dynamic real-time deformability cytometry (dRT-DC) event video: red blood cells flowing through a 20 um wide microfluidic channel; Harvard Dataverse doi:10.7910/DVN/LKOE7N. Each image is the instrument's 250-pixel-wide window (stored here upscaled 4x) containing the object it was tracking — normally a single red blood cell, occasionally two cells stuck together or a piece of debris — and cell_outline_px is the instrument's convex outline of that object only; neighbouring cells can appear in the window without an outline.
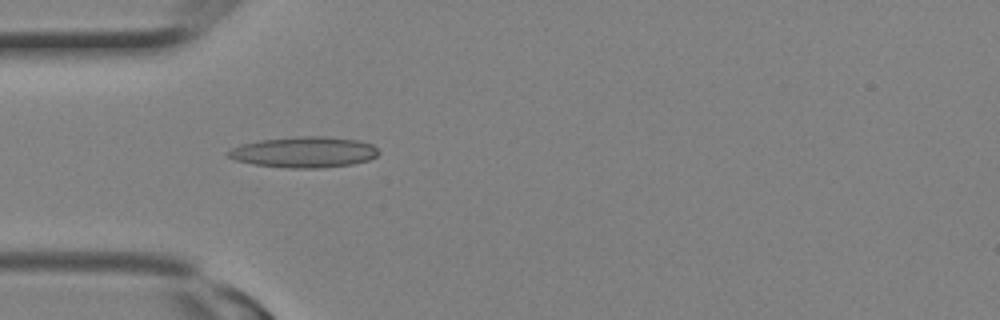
{"species": "Egyptian fruit bat (a non-hibernating species)", "species_latin": "Rousettus aegyptiacus", "temperature_condition": "room temperature", "stored_images_in_passage": 2, "camera_frame_rate_fps": 3000, "um_per_image_px": 0.085, "animal": {"sex": "female"}, "frame": {"image": 1, "passage_image": 2, "time_ms": 0.333, "image_size_px": [1000, 320], "cell_outline_px": [[380, 152], [376, 156], [368, 160], [352, 164], [320, 168], [288, 168], [252, 164], [236, 160], [228, 156], [228, 152], [232, 148], [240, 144], [260, 140], [304, 136], [324, 136], [360, 140], [372, 144]], "centroid_in_image_um": [25.87, 12.93], "position_along_channel_um": 59.1, "area_um2": 26.99}}